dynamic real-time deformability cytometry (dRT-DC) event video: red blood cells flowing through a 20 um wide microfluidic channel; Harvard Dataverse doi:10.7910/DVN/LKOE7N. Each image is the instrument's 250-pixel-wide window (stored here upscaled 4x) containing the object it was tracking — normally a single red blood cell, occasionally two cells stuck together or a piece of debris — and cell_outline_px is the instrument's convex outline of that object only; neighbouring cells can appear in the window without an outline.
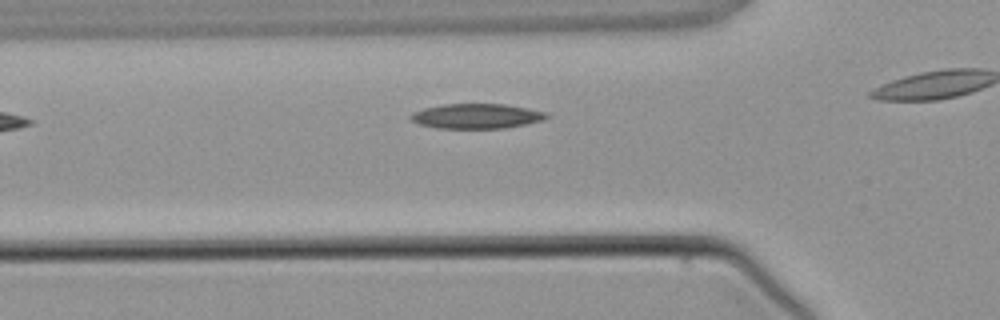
{"species": "common noctule bat (a hibernating species)", "species_latin": "Nyctalus noctula", "temperature_condition": "warm", "stored_images_in_passage": 7, "camera_frame_rate_fps": 3000, "um_per_image_px": 0.085, "animal": {"sex": "male", "body_mass_g": 21.5, "forearm_length_mm": 52.0}, "frame": {"image": 1, "passage_image": 6, "time_ms": 7.667, "image_size_px": [1000, 320], "cell_outline_px": [[552, 116], [544, 120], [528, 124], [504, 128], [436, 128], [420, 124], [412, 120], [408, 116], [412, 112], [424, 108], [444, 104], [504, 104], [528, 108], [548, 112]], "centroid_in_image_um": [40.56, 9.87], "position_along_channel_um": 85.2, "area_um2": 19.88}}